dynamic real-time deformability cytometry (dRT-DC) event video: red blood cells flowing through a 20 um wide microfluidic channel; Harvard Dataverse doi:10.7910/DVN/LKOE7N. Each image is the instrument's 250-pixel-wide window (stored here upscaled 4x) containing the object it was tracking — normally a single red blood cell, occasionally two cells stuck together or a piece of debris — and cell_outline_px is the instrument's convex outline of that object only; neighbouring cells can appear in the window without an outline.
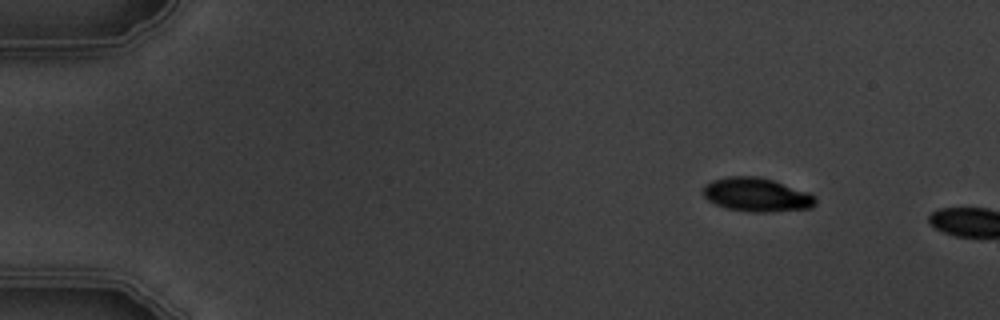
{"species": "common noctule bat (a hibernating species)", "species_latin": "Nyctalus noctula", "temperature_condition": "warm", "stored_images_in_passage": 3, "camera_frame_rate_fps": 3000, "um_per_image_px": 0.085, "animal": {"sex": "male", "body_mass_g": 19.5, "forearm_length_mm": 54.6}, "frame": {"image": 1, "passage_image": 2, "time_ms": 1.333, "image_size_px": [1000, 320], "cell_outline_px": [[816, 204], [812, 208], [768, 212], [752, 212], [728, 208], [716, 204], [708, 200], [704, 196], [700, 188], [704, 184], [712, 180], [728, 176], [756, 176], [772, 180], [808, 192], [816, 196]], "centroid_in_image_um": [64.29, 16.55], "position_along_channel_um": 20.7, "area_um2": 22.2}}